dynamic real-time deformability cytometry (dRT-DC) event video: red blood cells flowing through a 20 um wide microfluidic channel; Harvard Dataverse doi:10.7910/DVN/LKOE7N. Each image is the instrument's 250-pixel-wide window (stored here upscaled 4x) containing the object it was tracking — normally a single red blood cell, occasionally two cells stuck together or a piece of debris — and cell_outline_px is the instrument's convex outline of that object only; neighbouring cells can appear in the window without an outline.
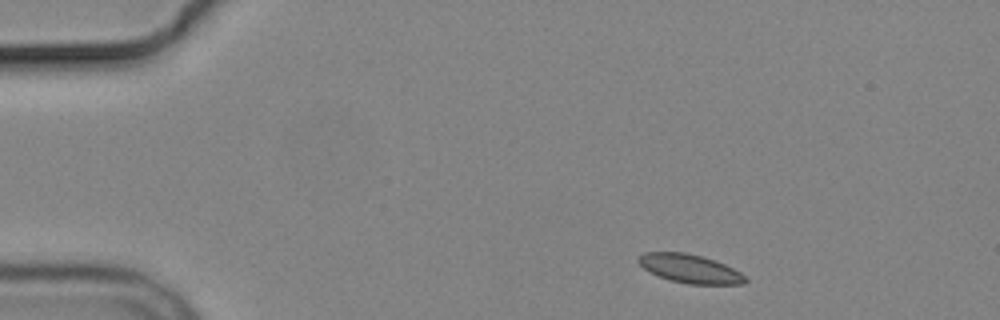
{"species": "common noctule bat (a hibernating species)", "species_latin": "Nyctalus noctula", "temperature_condition": "cold", "stored_images_in_passage": 4, "camera_frame_rate_fps": 3000, "um_per_image_px": 0.085, "animal": {"sex": "male", "body_mass_g": 19.2, "forearm_length_mm": 51.8}, "frame": {"image": 1, "passage_image": 1, "time_ms": 0.0, "image_size_px": [1000, 320], "cell_outline_px": [[748, 280], [744, 284], [688, 284], [672, 280], [660, 276], [644, 268], [636, 260], [636, 256], [644, 252], [684, 252], [700, 256], [724, 264], [740, 272]], "centroid_in_image_um": [58.62, 22.83], "position_along_channel_um": 26.4, "area_um2": 17.57}}
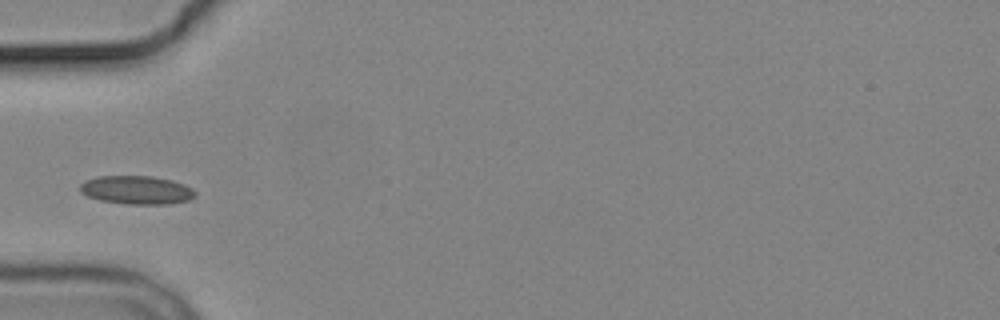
{"frame": {"image": 2, "passage_image": 4, "time_ms": 3.333, "image_size_px": [1000, 320], "cell_outline_px": [[196, 196], [188, 200], [168, 204], [124, 204], [100, 200], [88, 196], [80, 192], [80, 184], [84, 180], [100, 176], [152, 176], [172, 180], [184, 184], [192, 188], [196, 192]], "centroid_in_image_um": [11.61, 16.15], "position_along_channel_um": 73.4, "area_um2": 19.19}}